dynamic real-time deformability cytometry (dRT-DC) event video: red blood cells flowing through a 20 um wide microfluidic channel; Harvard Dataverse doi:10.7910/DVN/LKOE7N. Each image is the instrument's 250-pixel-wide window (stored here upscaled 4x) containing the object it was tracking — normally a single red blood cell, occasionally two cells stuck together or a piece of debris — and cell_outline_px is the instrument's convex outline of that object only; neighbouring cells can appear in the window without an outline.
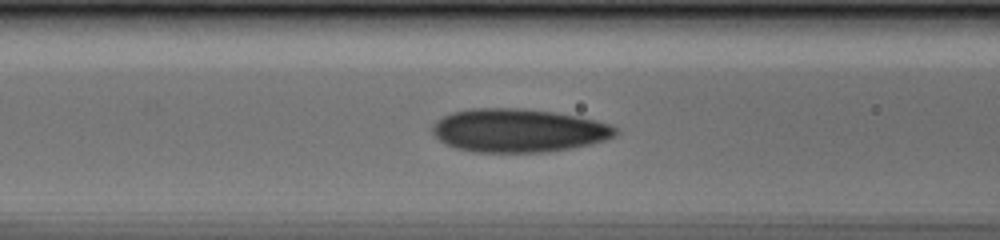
{"species": "human", "species_latin": "Homo sapiens", "temperature_condition": "cold", "stored_images_in_passage": 38, "camera_frame_rate_fps": 3000, "um_per_image_px": 0.085, "donor": {"sex": "male"}, "frame": {"image": 1, "passage_image": 8, "time_ms": 2.333, "image_size_px": [1000, 240], "cell_outline_px": [[620, 132], [616, 136], [604, 140], [588, 144], [568, 148], [544, 152], [476, 152], [456, 148], [440, 140], [432, 132], [432, 124], [436, 120], [452, 112], [472, 108], [520, 108], [552, 112], [576, 116], [596, 120], [612, 124]], "centroid_in_image_um": [44.07, 11.08], "position_along_channel_um": 122.5, "area_um2": 46.18}}
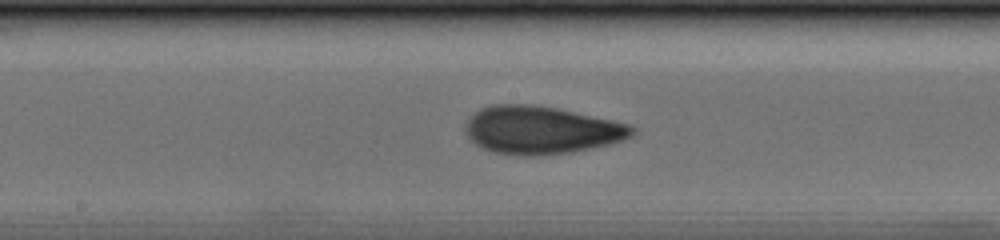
{"frame": {"image": 2, "passage_image": 14, "time_ms": 4.333, "image_size_px": [1000, 240], "cell_outline_px": [[636, 132], [632, 136], [624, 140], [608, 144], [572, 152], [540, 156], [516, 156], [492, 152], [480, 148], [468, 136], [464, 128], [468, 120], [480, 108], [492, 104], [532, 104], [556, 108], [632, 124], [636, 128]], "centroid_in_image_um": [46.01, 11.06], "position_along_channel_um": 202.2, "area_um2": 46.82}}
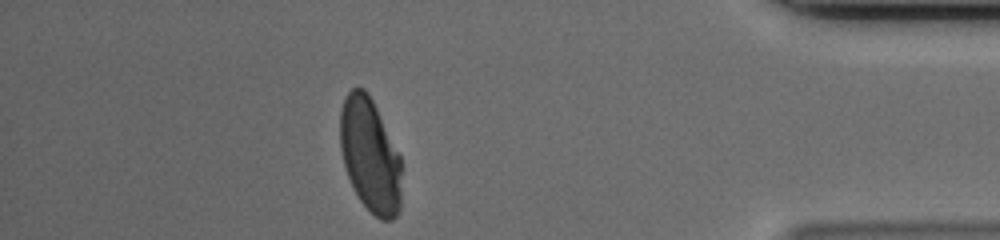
{"frame": {"image": 3, "passage_image": 32, "time_ms": 10.333, "image_size_px": [1000, 240], "cell_outline_px": [[400, 208], [396, 216], [392, 220], [380, 220], [360, 200], [352, 188], [344, 164], [340, 148], [340, 112], [344, 96], [352, 88], [364, 88], [368, 92], [400, 156]], "centroid_in_image_um": [31.43, 13.19], "position_along_channel_um": 403.8, "area_um2": 40.52}}